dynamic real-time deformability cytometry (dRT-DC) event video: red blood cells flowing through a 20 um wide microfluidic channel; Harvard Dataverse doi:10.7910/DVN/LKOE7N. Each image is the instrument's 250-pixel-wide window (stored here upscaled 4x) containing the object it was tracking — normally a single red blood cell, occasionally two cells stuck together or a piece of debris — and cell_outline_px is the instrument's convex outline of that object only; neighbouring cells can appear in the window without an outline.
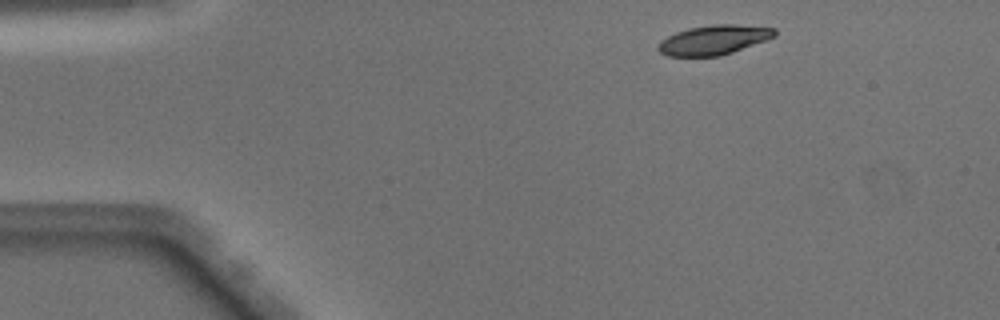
{"species": "Egyptian fruit bat (a non-hibernating species)", "species_latin": "Rousettus aegyptiacus", "temperature_condition": "warm", "stored_images_in_passage": 10, "camera_frame_rate_fps": 3000, "um_per_image_px": 0.085, "animal": {"sex": "male"}, "frame": {"image": 1, "passage_image": 2, "time_ms": 0.333, "image_size_px": [1000, 320], "cell_outline_px": [[776, 36], [768, 40], [720, 56], [668, 56], [660, 52], [656, 48], [660, 40], [676, 32], [688, 28], [712, 24], [736, 24], [776, 28]], "centroid_in_image_um": [60.68, 3.39], "position_along_channel_um": 24.3, "area_um2": 20.23}}